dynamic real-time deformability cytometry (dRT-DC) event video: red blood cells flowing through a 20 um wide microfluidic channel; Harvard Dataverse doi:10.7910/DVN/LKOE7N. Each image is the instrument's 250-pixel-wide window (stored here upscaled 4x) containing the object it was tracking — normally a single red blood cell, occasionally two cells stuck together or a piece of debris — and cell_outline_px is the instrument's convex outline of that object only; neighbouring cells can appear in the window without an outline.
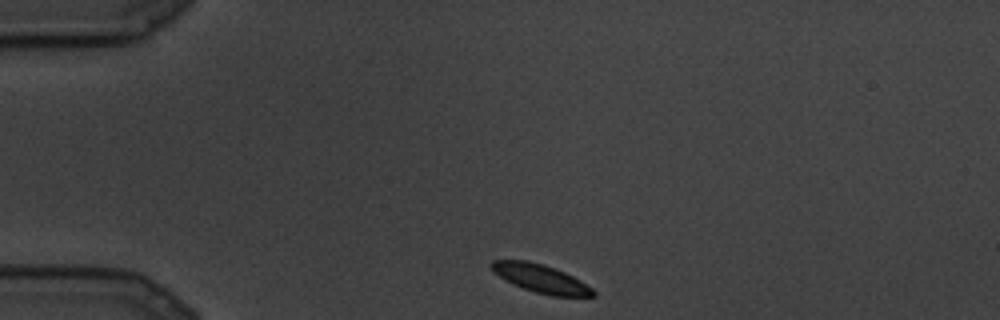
{"species": "common noctule bat (a hibernating species)", "species_latin": "Nyctalus noctula", "temperature_condition": "cold", "stored_images_in_passage": 21, "camera_frame_rate_fps": 3000, "um_per_image_px": 0.085, "animal": {"sex": "male", "body_mass_g": 19.5, "forearm_length_mm": 54.6}, "frame": {"image": 1, "passage_image": 1, "time_ms": 0.0, "image_size_px": [1000, 320], "cell_outline_px": [[596, 296], [552, 296], [536, 292], [524, 288], [500, 276], [488, 264], [492, 260], [528, 260], [544, 264], [564, 272], [580, 280], [592, 288], [596, 292]], "centroid_in_image_um": [46.0, 23.66], "position_along_channel_um": 39.0, "area_um2": 16.42}}
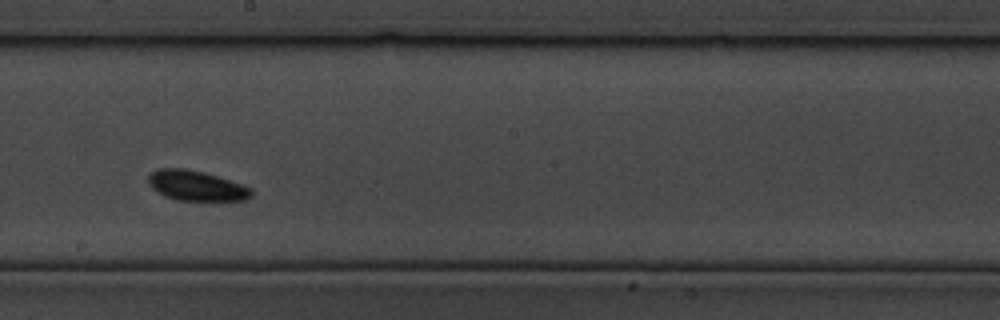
{"frame": {"image": 2, "passage_image": 10, "time_ms": 3.0, "image_size_px": [1000, 320], "cell_outline_px": [[252, 196], [248, 200], [176, 200], [164, 196], [156, 192], [152, 188], [148, 180], [148, 176], [152, 172], [160, 168], [184, 168], [204, 172], [252, 188]], "centroid_in_image_um": [16.67, 15.79], "position_along_channel_um": 231.5, "area_um2": 17.98}}
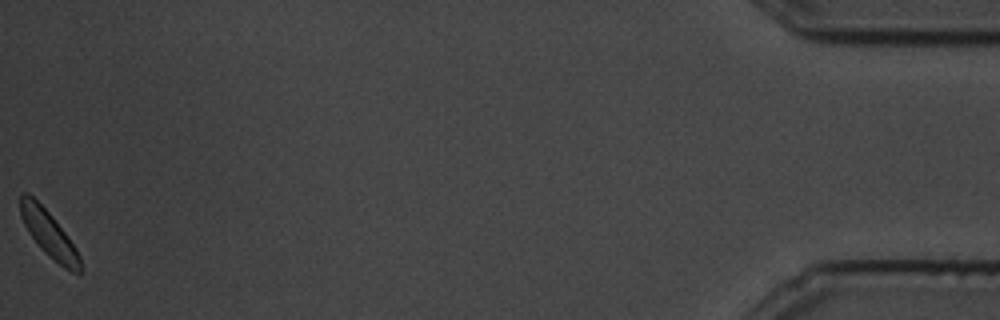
{"frame": {"image": 3, "passage_image": 21, "time_ms": 6.667, "image_size_px": [1000, 320], "cell_outline_px": [[80, 272], [72, 272], [64, 268], [44, 252], [40, 248], [28, 232], [20, 216], [20, 192], [28, 192], [52, 216], [76, 248], [80, 256]], "centroid_in_image_um": [4.11, 19.86], "position_along_channel_um": 431.1, "area_um2": 15.9}}